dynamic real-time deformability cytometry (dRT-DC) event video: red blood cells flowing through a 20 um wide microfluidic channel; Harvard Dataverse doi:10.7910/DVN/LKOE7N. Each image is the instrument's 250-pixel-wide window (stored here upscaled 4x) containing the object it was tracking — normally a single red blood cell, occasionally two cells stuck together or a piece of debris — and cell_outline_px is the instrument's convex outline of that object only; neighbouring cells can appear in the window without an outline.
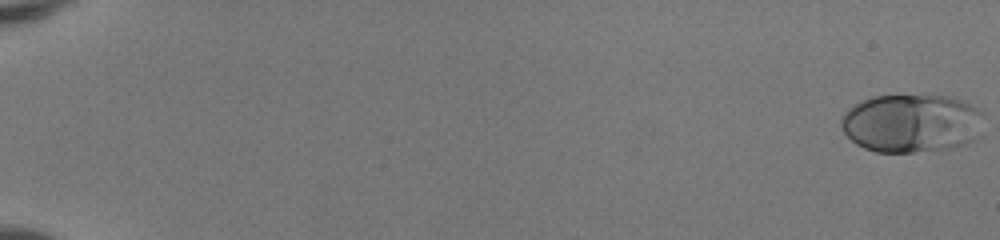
{"species": "human", "species_latin": "Homo sapiens", "temperature_condition": "room temperature", "stored_images_in_passage": 52, "camera_frame_rate_fps": 3000, "um_per_image_px": 0.085, "donor": {"sex": "female"}, "frame": {"image": 1, "passage_image": 1, "time_ms": 0.0, "image_size_px": [1000, 240], "cell_outline_px": [[984, 112], [980, 136], [964, 144], [952, 148], [912, 152], [876, 152], [864, 148], [856, 144], [844, 132], [840, 124], [840, 120], [856, 104], [864, 100], [876, 96], [944, 96], [960, 100]], "centroid_in_image_um": [77.52, 10.5], "position_along_channel_um": 7.5, "area_um2": 48.21}}
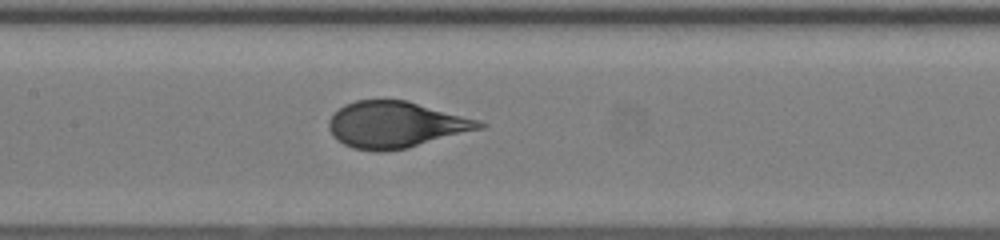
{"frame": {"image": 2, "passage_image": 28, "time_ms": 9.0, "image_size_px": [1000, 240], "cell_outline_px": [[488, 124], [484, 128], [408, 148], [384, 152], [376, 152], [352, 148], [336, 140], [332, 136], [328, 128], [328, 120], [332, 112], [344, 104], [356, 100], [408, 100], [480, 120]], "centroid_in_image_um": [33.62, 10.6], "position_along_channel_um": 173.8, "area_um2": 41.27}}
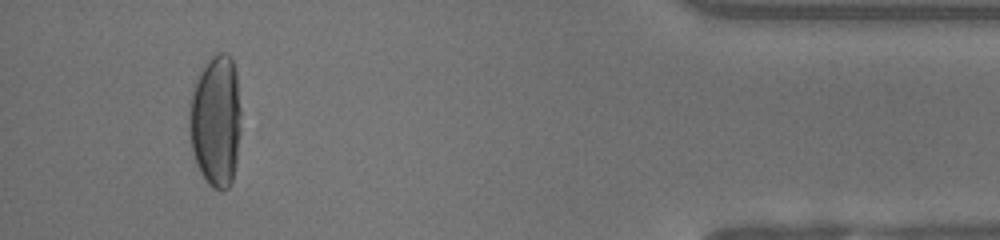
{"frame": {"image": 3, "passage_image": 49, "time_ms": 16.0, "image_size_px": [1000, 240], "cell_outline_px": [[240, 132], [236, 160], [232, 180], [228, 188], [212, 188], [208, 184], [200, 172], [196, 164], [192, 148], [188, 128], [188, 112], [192, 92], [200, 72], [204, 64], [212, 56], [220, 52], [224, 52], [232, 56], [236, 72], [240, 108]], "centroid_in_image_um": [18.33, 10.25], "position_along_channel_um": 416.9, "area_um2": 39.88}}